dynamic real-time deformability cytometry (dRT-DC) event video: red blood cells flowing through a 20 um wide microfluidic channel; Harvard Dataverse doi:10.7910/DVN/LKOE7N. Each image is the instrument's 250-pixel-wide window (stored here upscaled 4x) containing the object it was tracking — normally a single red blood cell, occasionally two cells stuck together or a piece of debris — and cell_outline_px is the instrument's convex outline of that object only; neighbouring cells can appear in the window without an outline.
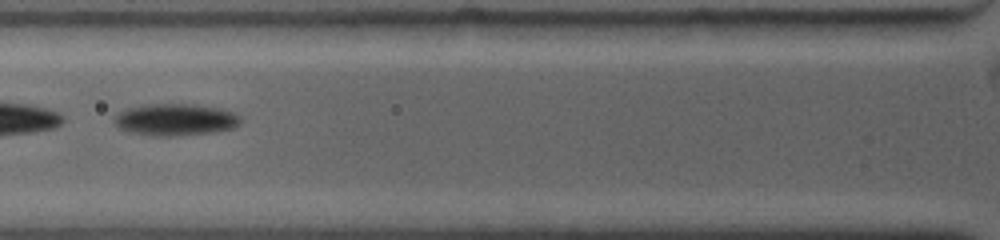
{"species": "common noctule bat (a hibernating species)", "species_latin": "Nyctalus noctula", "temperature_condition": "warm", "stored_images_in_passage": 13, "camera_frame_rate_fps": 4500, "um_per_image_px": 0.085, "animal": {"sex": "female", "body_mass_g": 19.0, "forearm_length_mm": 53.3}, "frame": {"image": 1, "passage_image": 3, "time_ms": 1.333, "image_size_px": [1000, 240], "cell_outline_px": [[240, 120], [232, 128], [208, 132], [168, 136], [152, 136], [132, 132], [120, 128], [116, 124], [116, 116], [120, 112], [128, 108], [156, 104], [180, 104], [216, 108], [232, 112]], "centroid_in_image_um": [14.85, 10.18], "position_along_channel_um": 110.9, "area_um2": 22.31}}
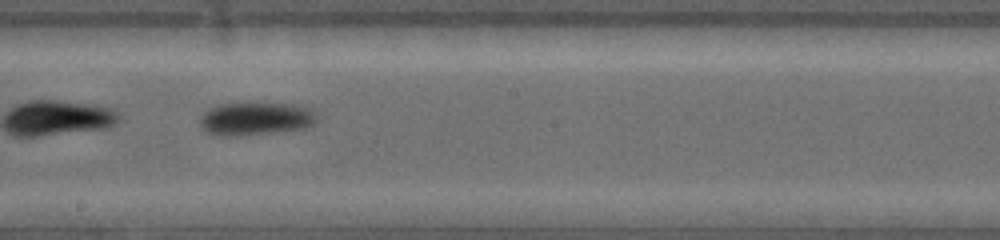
{"frame": {"image": 2, "passage_image": 10, "time_ms": 4.444, "image_size_px": [1000, 240], "cell_outline_px": [[316, 120], [312, 124], [300, 128], [264, 132], [224, 136], [220, 136], [208, 132], [200, 124], [200, 116], [204, 112], [220, 104], [292, 104], [316, 116]], "centroid_in_image_um": [21.6, 10.09], "position_along_channel_um": 226.6, "area_um2": 20.98}}